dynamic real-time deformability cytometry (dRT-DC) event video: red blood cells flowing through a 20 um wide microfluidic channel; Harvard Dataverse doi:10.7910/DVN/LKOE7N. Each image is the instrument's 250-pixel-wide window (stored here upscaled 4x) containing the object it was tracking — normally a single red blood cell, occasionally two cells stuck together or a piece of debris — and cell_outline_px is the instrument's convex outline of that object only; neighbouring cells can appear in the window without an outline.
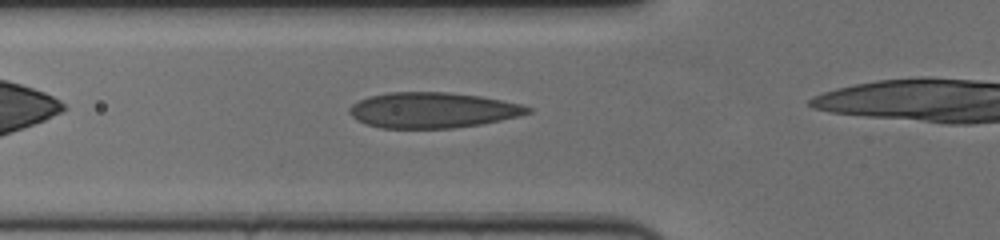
{"species": "human", "species_latin": "Homo sapiens", "temperature_condition": "cold", "stored_images_in_passage": 16, "camera_frame_rate_fps": 3000, "um_per_image_px": 0.085, "donor": {"sex": "female"}, "frame": {"image": 1, "passage_image": 4, "time_ms": 1.0, "image_size_px": [1000, 240], "cell_outline_px": [[532, 112], [520, 116], [480, 124], [452, 128], [380, 128], [364, 124], [356, 120], [348, 112], [348, 108], [352, 104], [368, 96], [388, 92], [448, 92], [480, 96], [520, 104], [532, 108]], "centroid_in_image_um": [36.73, 9.36], "position_along_channel_um": 89.1, "area_um2": 37.05}}
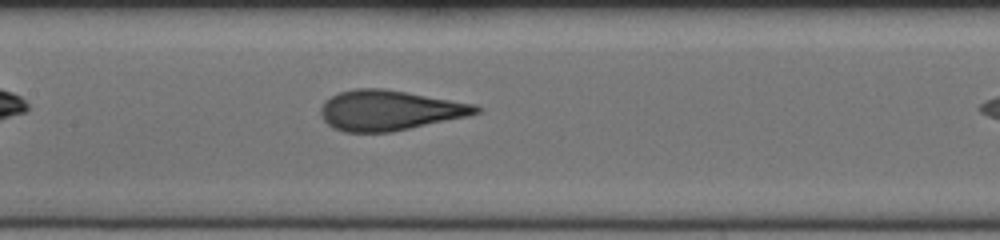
{"frame": {"image": 2, "passage_image": 11, "time_ms": 3.333, "image_size_px": [1000, 240], "cell_outline_px": [[480, 112], [468, 116], [392, 132], [344, 132], [332, 128], [320, 116], [320, 108], [324, 100], [340, 92], [356, 88], [384, 88], [476, 104], [480, 108]], "centroid_in_image_um": [33.08, 9.38], "position_along_channel_um": 174.3, "area_um2": 36.41}}
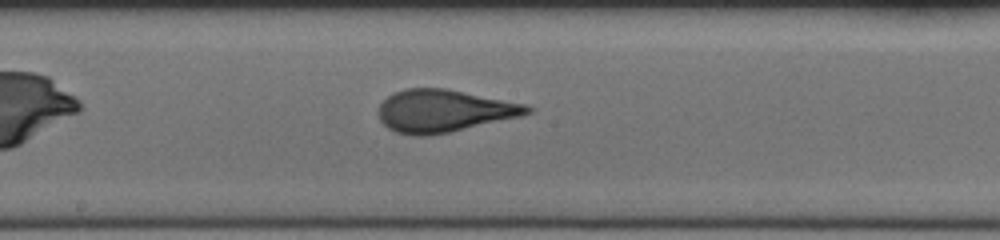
{"frame": {"image": 3, "passage_image": 14, "time_ms": 4.333, "image_size_px": [1000, 240], "cell_outline_px": [[532, 112], [520, 116], [448, 132], [428, 136], [412, 136], [396, 132], [388, 128], [380, 120], [376, 112], [380, 104], [392, 92], [404, 88], [444, 88], [528, 104], [532, 108]], "centroid_in_image_um": [37.68, 9.42], "position_along_channel_um": 210.5, "area_um2": 36.82}}